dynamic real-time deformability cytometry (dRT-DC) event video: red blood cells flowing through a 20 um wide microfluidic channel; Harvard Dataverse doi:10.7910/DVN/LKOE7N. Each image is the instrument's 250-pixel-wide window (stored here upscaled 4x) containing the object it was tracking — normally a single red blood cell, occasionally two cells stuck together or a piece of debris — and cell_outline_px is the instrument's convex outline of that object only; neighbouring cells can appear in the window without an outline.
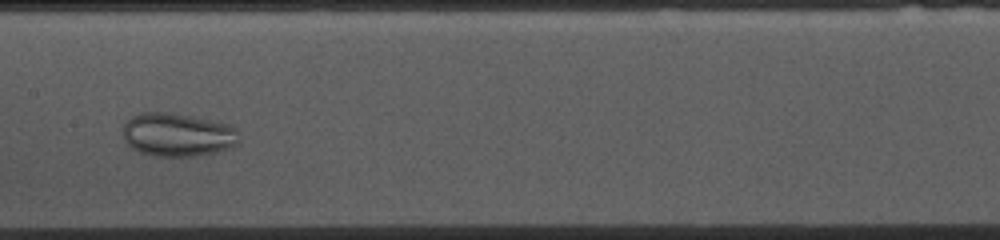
{"species": "common noctule bat (a hibernating species)", "species_latin": "Nyctalus noctula", "temperature_condition": "cold", "stored_images_in_passage": 48, "camera_frame_rate_fps": 3000, "um_per_image_px": 0.085, "animal": {"sex": "female", "body_mass_g": 10.0, "forearm_length_mm": 53.1}, "frame": {"image": 1, "passage_image": 24, "time_ms": 7.667, "image_size_px": [1000, 240], "cell_outline_px": [[236, 144], [232, 148], [216, 152], [196, 156], [156, 156], [140, 152], [132, 148], [124, 140], [124, 124], [132, 116], [140, 112], [168, 112], [192, 116], [212, 120], [228, 124], [236, 128]], "centroid_in_image_um": [15.08, 11.45], "position_along_channel_um": 192.3, "area_um2": 29.3}}
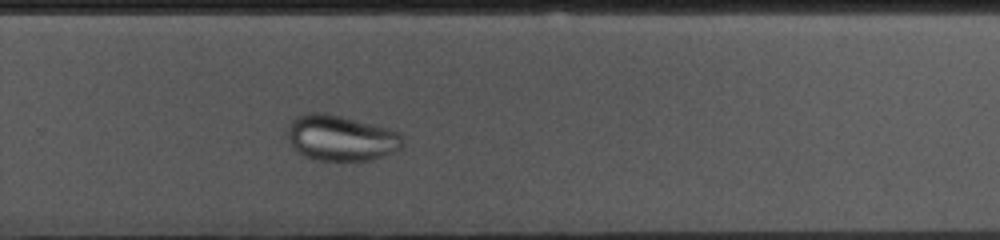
{"frame": {"image": 2, "passage_image": 33, "time_ms": 10.667, "image_size_px": [1000, 240], "cell_outline_px": [[404, 144], [400, 148], [392, 152], [368, 160], [316, 160], [304, 156], [288, 140], [288, 124], [292, 120], [304, 112], [324, 112], [388, 128], [400, 132], [404, 136]], "centroid_in_image_um": [28.98, 11.71], "position_along_channel_um": 300.8, "area_um2": 30.46}}
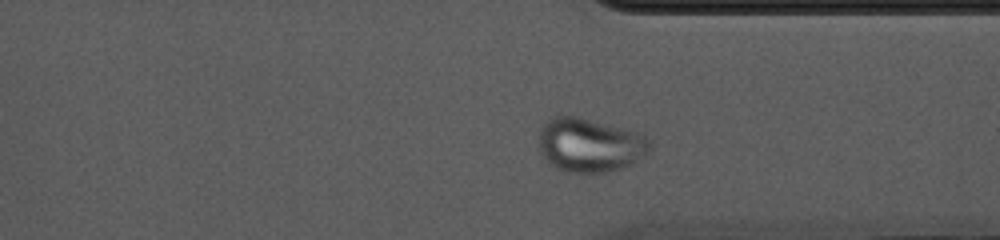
{"frame": {"image": 3, "passage_image": 38, "time_ms": 12.333, "image_size_px": [1000, 240], "cell_outline_px": [[652, 148], [648, 152], [628, 164], [620, 168], [608, 172], [568, 172], [556, 168], [536, 148], [540, 128], [548, 120], [556, 116], [576, 116], [644, 132]], "centroid_in_image_um": [50.12, 12.3], "position_along_channel_um": 361.3, "area_um2": 35.03}}